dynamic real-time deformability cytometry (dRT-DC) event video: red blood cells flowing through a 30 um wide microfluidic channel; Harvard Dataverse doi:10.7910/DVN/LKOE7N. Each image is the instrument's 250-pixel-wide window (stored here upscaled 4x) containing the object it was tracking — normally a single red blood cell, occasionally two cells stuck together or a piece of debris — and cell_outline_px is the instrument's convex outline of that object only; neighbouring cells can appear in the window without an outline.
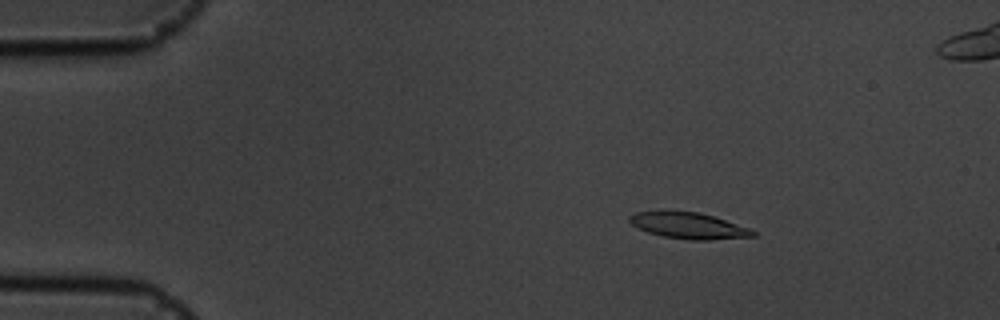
{"species": "common noctule bat (a hibernating species)", "species_latin": "Nyctalus noctula", "temperature_condition": "cold", "stored_images_in_passage": 50, "camera_frame_rate_fps": 3000, "um_per_image_px": 0.085, "animal": {"sex": "male", "body_mass_g": 19.5, "forearm_length_mm": 54.6}, "frame": {"image": 1, "passage_image": 2, "time_ms": 0.333, "image_size_px": [1000, 320], "cell_outline_px": [[756, 236], [708, 240], [688, 240], [664, 236], [648, 232], [632, 224], [628, 220], [628, 216], [636, 212], [700, 212], [748, 228], [756, 232]], "centroid_in_image_um": [58.53, 19.19], "position_along_channel_um": 26.5, "area_um2": 18.32}}
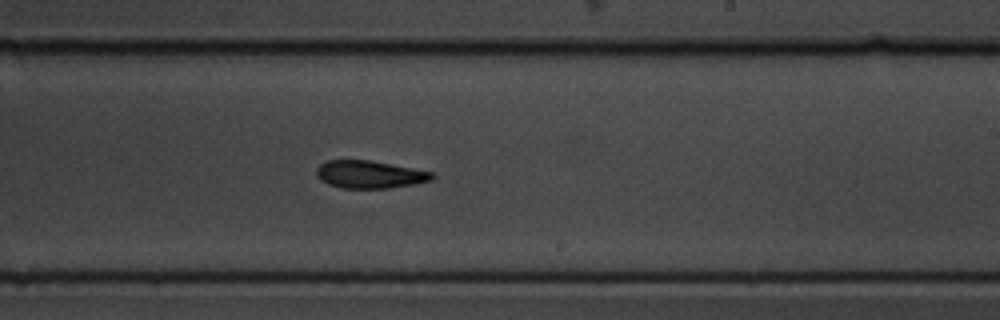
{"frame": {"image": 2, "passage_image": 27, "time_ms": 8.667, "image_size_px": [1000, 320], "cell_outline_px": [[436, 176], [432, 180], [416, 184], [388, 188], [340, 188], [328, 184], [320, 180], [316, 176], [316, 168], [320, 164], [328, 160], [368, 160], [412, 168], [432, 172]], "centroid_in_image_um": [31.4, 14.83], "position_along_channel_um": 257.6, "area_um2": 18.67}}
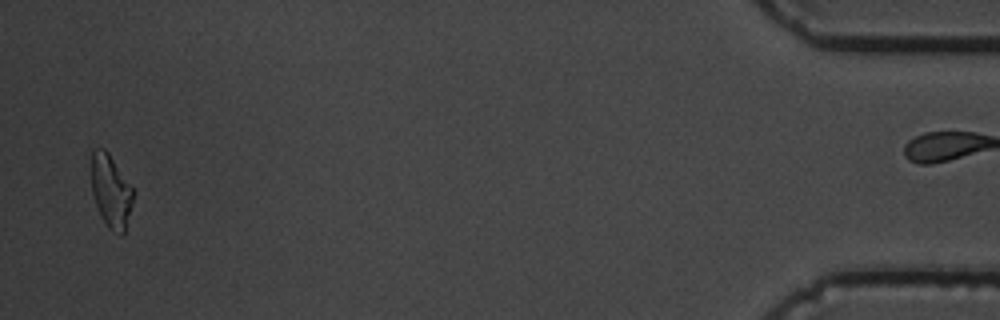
{"frame": {"image": 3, "passage_image": 48, "time_ms": 15.667, "image_size_px": [1000, 320], "cell_outline_px": [[132, 204], [124, 236], [120, 236], [112, 232], [108, 228], [100, 216], [92, 192], [92, 152], [96, 148], [104, 148], [108, 152], [132, 188]], "centroid_in_image_um": [9.42, 16.31], "position_along_channel_um": 425.8, "area_um2": 17.63}, "authors_computed_cell_mechanics": {"area_um2": 18.9006, "velocity_mm_per_s": 3.5842, "shape_relaxation_time_tau1_ms": 6.1458, "shape_relaxation_time_tau2_ms": 10.1282, "deformation_change_tau1": 0.1854, "deformation_change_tau2": 0.2037}}